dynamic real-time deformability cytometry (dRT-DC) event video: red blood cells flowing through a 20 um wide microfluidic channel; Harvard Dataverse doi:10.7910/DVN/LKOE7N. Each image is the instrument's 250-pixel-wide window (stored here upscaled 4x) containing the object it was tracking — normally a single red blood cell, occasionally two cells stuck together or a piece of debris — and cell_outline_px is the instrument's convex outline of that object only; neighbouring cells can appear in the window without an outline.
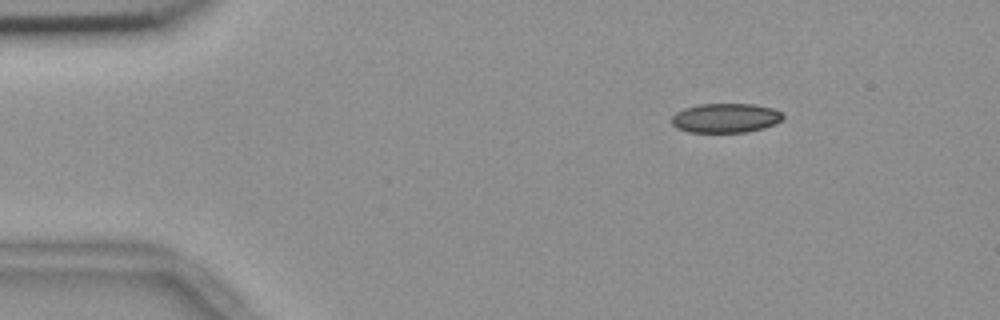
{"species": "common noctule bat (a hibernating species)", "species_latin": "Nyctalus noctula", "temperature_condition": "room temperature", "stored_images_in_passage": 49, "camera_frame_rate_fps": 3000, "um_per_image_px": 0.085, "animal": {"sex": "female", "body_mass_g": 18.4}, "frame": {"image": 1, "passage_image": 2, "time_ms": 0.333, "image_size_px": [1000, 320], "cell_outline_px": [[784, 116], [776, 124], [764, 128], [744, 132], [688, 132], [676, 128], [672, 124], [672, 116], [676, 112], [684, 108], [700, 104], [752, 104], [772, 108], [784, 112]], "centroid_in_image_um": [61.68, 10.03], "position_along_channel_um": 23.3, "area_um2": 19.13}}
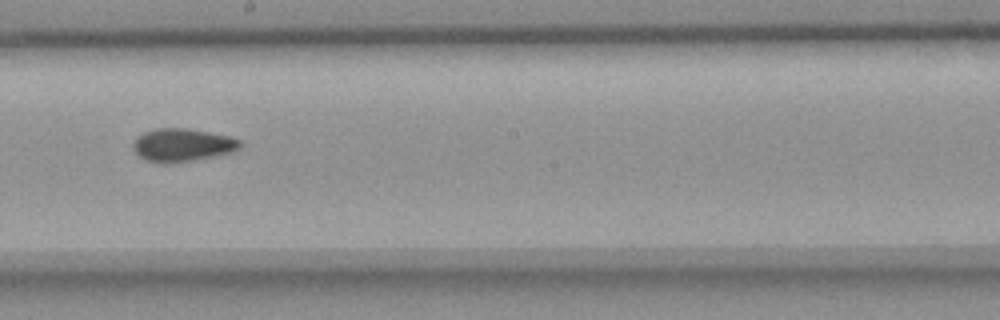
{"frame": {"image": 2, "passage_image": 25, "time_ms": 8.0, "image_size_px": [1000, 320], "cell_outline_px": [[240, 148], [232, 152], [172, 164], [160, 164], [148, 160], [140, 156], [132, 148], [132, 144], [136, 136], [144, 132], [156, 128], [188, 128], [228, 136], [240, 140]], "centroid_in_image_um": [15.45, 12.33], "position_along_channel_um": 232.7, "area_um2": 20.58}}
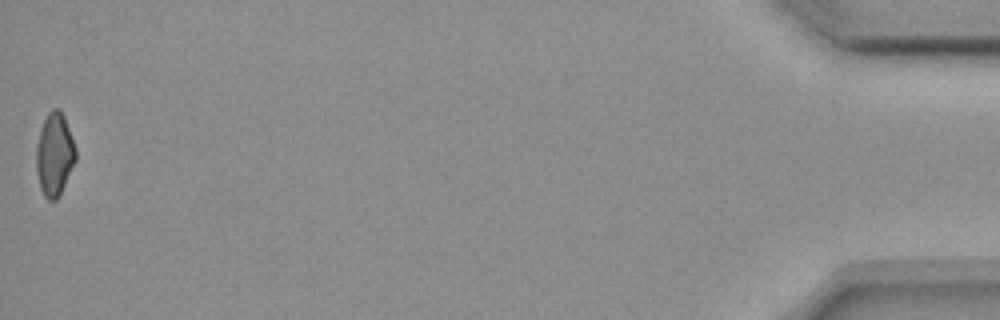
{"frame": {"image": 3, "passage_image": 49, "time_ms": 16.0, "image_size_px": [1000, 320], "cell_outline_px": [[76, 160], [56, 200], [48, 200], [44, 196], [40, 188], [36, 172], [36, 148], [40, 132], [44, 120], [48, 112], [52, 108], [60, 108], [64, 116], [76, 148]], "centroid_in_image_um": [4.63, 13.11], "position_along_channel_um": 430.6, "area_um2": 18.9}, "authors_computed_cell_mechanics": {"area_um2": 19.8254, "velocity_mm_per_s": 3.6827, "shape_relaxation_time_tau1_ms": 10.4724, "shape_relaxation_time_tau2_ms": 3.6494, "deformation_change_tau1": 0.1719, "deformation_change_tau2": 0.0882}}